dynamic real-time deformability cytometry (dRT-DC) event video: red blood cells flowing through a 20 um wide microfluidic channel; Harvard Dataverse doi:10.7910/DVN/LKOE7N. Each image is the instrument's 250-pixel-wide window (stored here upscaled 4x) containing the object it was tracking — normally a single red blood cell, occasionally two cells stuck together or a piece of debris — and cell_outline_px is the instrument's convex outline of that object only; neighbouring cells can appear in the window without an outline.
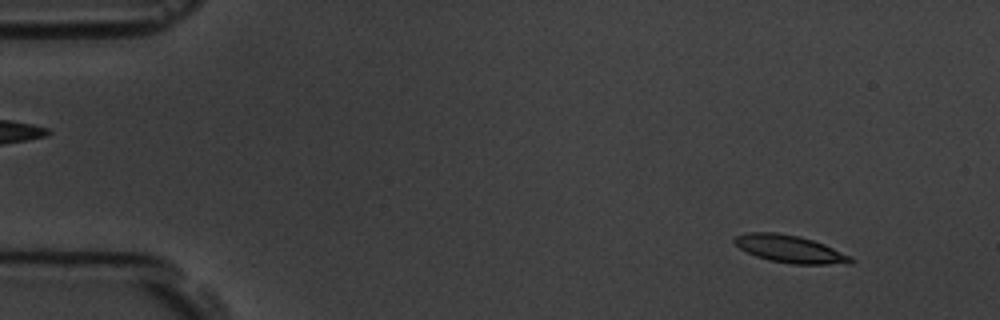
{"species": "common noctule bat (a hibernating species)", "species_latin": "Nyctalus noctula", "temperature_condition": "room temperature", "stored_images_in_passage": 4, "camera_frame_rate_fps": 3000, "um_per_image_px": 0.085, "animal": {"sex": "male", "body_mass_g": 19.5, "forearm_length_mm": 54.6}, "frame": {"image": 1, "passage_image": 1, "time_ms": 0.0, "image_size_px": [1000, 320], "cell_outline_px": [[856, 260], [852, 264], [792, 264], [768, 260], [756, 256], [740, 248], [732, 240], [736, 236], [748, 232], [776, 232], [800, 236], [824, 244], [852, 256]], "centroid_in_image_um": [67.19, 21.17], "position_along_channel_um": 17.8, "area_um2": 18.73}}
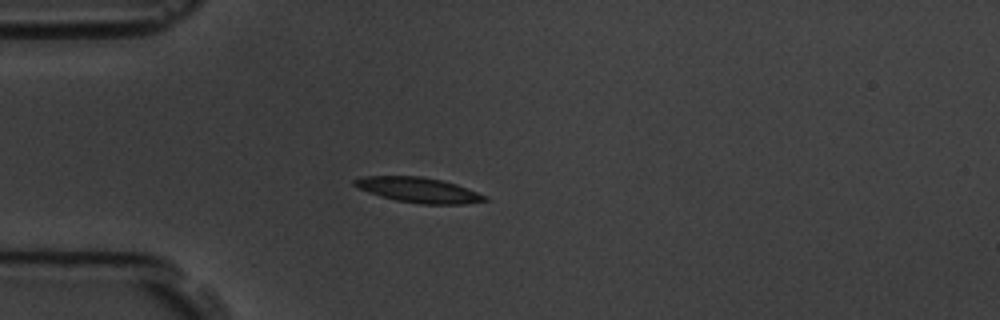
{"frame": {"image": 2, "passage_image": 3, "time_ms": 3.333, "image_size_px": [1000, 320], "cell_outline_px": [[488, 200], [464, 204], [420, 204], [396, 200], [380, 196], [368, 192], [352, 184], [352, 180], [364, 176], [420, 176], [440, 180], [456, 184], [488, 196]], "centroid_in_image_um": [35.57, 16.15], "position_along_channel_um": 49.4, "area_um2": 19.02}}